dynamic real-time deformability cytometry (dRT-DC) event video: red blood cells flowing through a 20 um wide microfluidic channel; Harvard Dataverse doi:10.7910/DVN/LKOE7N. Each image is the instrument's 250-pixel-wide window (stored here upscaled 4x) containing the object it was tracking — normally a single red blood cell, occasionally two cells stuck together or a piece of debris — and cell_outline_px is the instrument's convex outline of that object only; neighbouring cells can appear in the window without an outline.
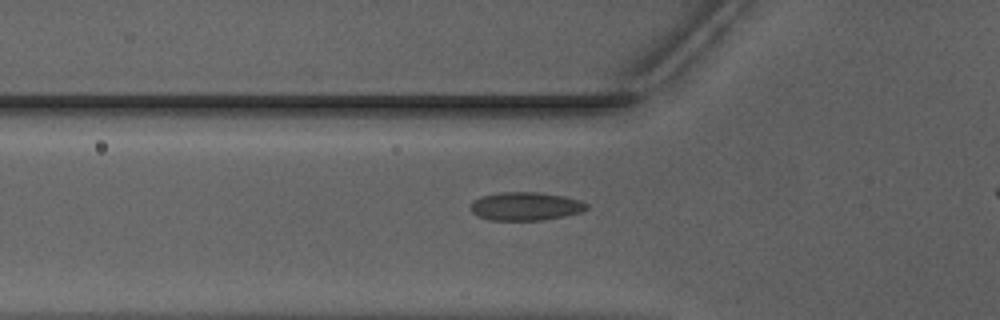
{"species": "Egyptian fruit bat (a non-hibernating species)", "species_latin": "Rousettus aegyptiacus", "temperature_condition": "warm", "stored_images_in_passage": 39, "camera_frame_rate_fps": 3000, "um_per_image_px": 0.085, "animal": {"sex": "male"}, "frame": {"image": 1, "passage_image": 11, "time_ms": 3.333, "image_size_px": [1000, 320], "cell_outline_px": [[588, 208], [580, 212], [564, 216], [544, 220], [488, 220], [476, 216], [468, 208], [480, 196], [500, 192], [536, 192], [564, 196], [580, 200], [588, 204]], "centroid_in_image_um": [44.65, 17.54], "position_along_channel_um": 81.2, "area_um2": 19.25}}
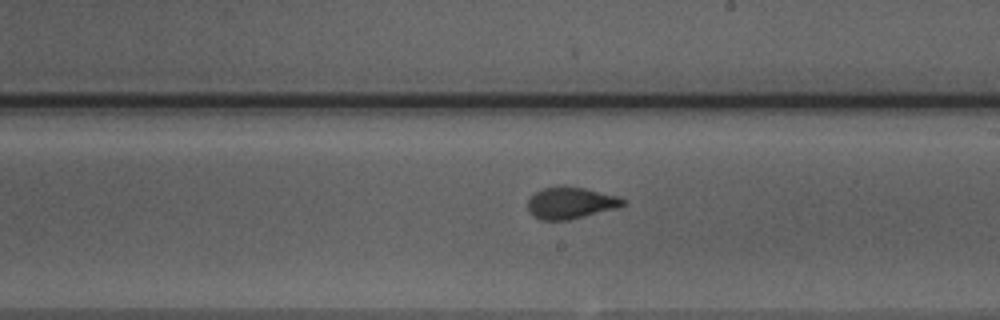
{"frame": {"image": 2, "passage_image": 23, "time_ms": 7.333, "image_size_px": [1000, 320], "cell_outline_px": [[628, 204], [616, 208], [568, 220], [540, 220], [528, 212], [528, 200], [536, 192], [544, 188], [564, 184], [584, 188], [616, 196], [624, 200]], "centroid_in_image_um": [48.48, 17.24], "position_along_channel_um": 240.5, "area_um2": 17.57}}
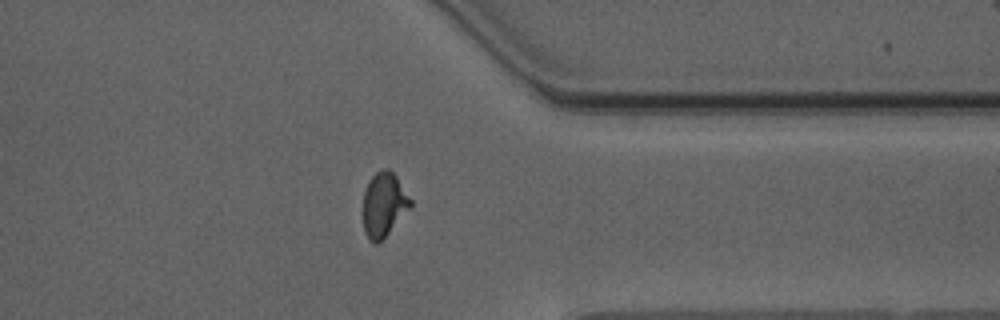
{"frame": {"image": 3, "passage_image": 34, "time_ms": 11.0, "image_size_px": [1000, 320], "cell_outline_px": [[412, 204], [388, 232], [376, 244], [368, 240], [364, 232], [364, 192], [368, 180], [376, 172], [384, 168], [388, 168], [396, 176], [412, 200]], "centroid_in_image_um": [32.61, 17.35], "position_along_channel_um": 378.8, "area_um2": 17.34}, "authors_computed_cell_mechanics": {"area_um2": 18.0336, "velocity_mm_per_s": 3.9708, "shape_relaxation_time_tau1_ms": 4.7233, "shape_relaxation_time_tau2_ms": null, "deformation_change_tau1": 0.1519, "deformation_change_tau2": null}}